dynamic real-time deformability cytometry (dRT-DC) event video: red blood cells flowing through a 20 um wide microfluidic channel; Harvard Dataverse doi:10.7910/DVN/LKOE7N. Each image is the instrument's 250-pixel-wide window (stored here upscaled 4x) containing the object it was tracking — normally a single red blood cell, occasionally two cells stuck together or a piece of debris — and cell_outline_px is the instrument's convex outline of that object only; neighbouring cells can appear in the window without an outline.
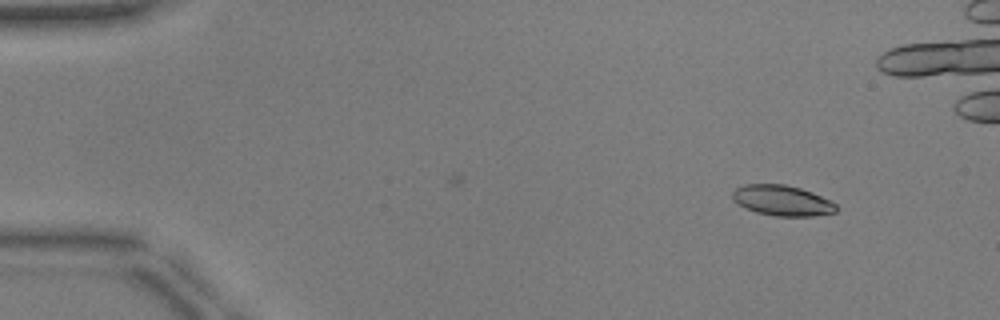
{"species": "common noctule bat (a hibernating species)", "species_latin": "Nyctalus noctula", "temperature_condition": "warm", "stored_images_in_passage": 37, "camera_frame_rate_fps": 3000, "um_per_image_px": 0.085, "animal": {"sex": "male", "body_mass_g": 17.9, "forearm_length_mm": 54.2}, "frame": {"image": 1, "passage_image": 3, "time_ms": 0.667, "image_size_px": [1000, 320], "cell_outline_px": [[840, 208], [836, 212], [816, 216], [776, 216], [756, 212], [732, 200], [732, 192], [736, 188], [744, 184], [784, 184], [800, 188], [812, 192], [836, 204]], "centroid_in_image_um": [66.51, 17.04], "position_along_channel_um": 18.5, "area_um2": 18.38}}
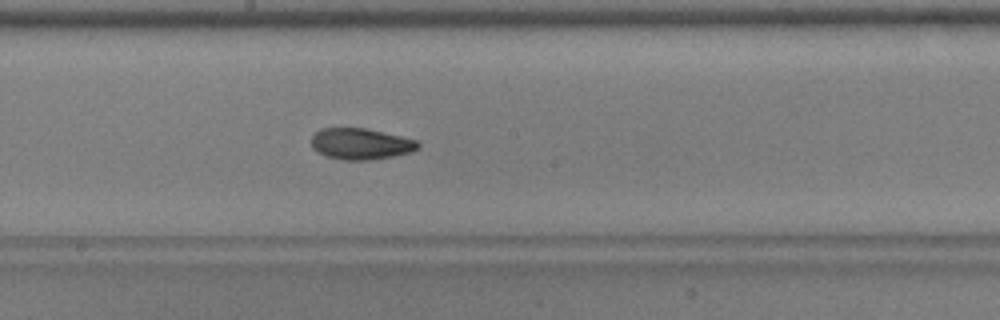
{"frame": {"image": 2, "passage_image": 26, "time_ms": 8.333, "image_size_px": [1000, 320], "cell_outline_px": [[420, 148], [408, 152], [392, 156], [368, 160], [344, 160], [328, 156], [312, 148], [312, 136], [320, 128], [364, 128], [400, 136], [416, 140], [420, 144]], "centroid_in_image_um": [30.65, 12.22], "position_along_channel_um": 217.5, "area_um2": 19.07}}
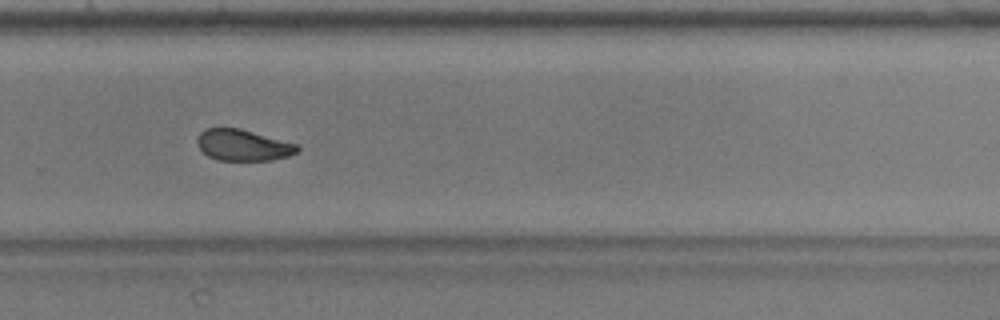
{"frame": {"image": 3, "passage_image": 33, "time_ms": 10.667, "image_size_px": [1000, 320], "cell_outline_px": [[300, 148], [296, 152], [288, 156], [272, 160], [216, 160], [208, 156], [196, 144], [196, 140], [200, 132], [208, 128], [240, 128], [296, 144]], "centroid_in_image_um": [20.63, 12.34], "position_along_channel_um": 309.2, "area_um2": 18.09}}